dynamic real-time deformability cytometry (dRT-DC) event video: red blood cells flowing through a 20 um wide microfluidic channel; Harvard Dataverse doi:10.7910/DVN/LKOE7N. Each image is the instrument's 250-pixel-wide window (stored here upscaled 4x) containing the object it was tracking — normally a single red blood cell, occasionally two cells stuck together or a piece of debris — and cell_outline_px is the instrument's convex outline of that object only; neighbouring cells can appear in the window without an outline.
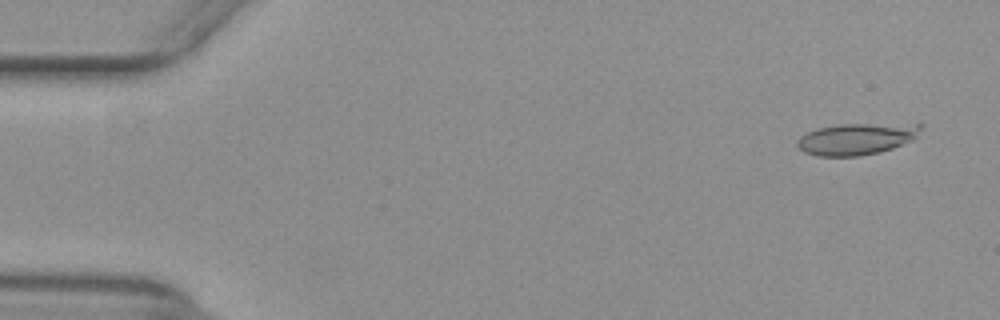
{"species": "common noctule bat (a hibernating species)", "species_latin": "Nyctalus noctula", "temperature_condition": "warm", "stored_images_in_passage": 14, "camera_frame_rate_fps": 3000, "um_per_image_px": 0.085, "animal": {"sex": "female", "body_mass_g": 29.2, "forearm_length_mm": 56.3}, "frame": {"image": 1, "passage_image": 3, "time_ms": 0.667, "image_size_px": [1000, 320], "cell_outline_px": [[924, 124], [916, 136], [912, 140], [892, 148], [880, 152], [860, 156], [816, 156], [804, 152], [796, 148], [796, 140], [800, 136], [816, 128], [840, 124]], "centroid_in_image_um": [72.75, 11.81], "position_along_channel_um": 12.3, "area_um2": 22.83}}